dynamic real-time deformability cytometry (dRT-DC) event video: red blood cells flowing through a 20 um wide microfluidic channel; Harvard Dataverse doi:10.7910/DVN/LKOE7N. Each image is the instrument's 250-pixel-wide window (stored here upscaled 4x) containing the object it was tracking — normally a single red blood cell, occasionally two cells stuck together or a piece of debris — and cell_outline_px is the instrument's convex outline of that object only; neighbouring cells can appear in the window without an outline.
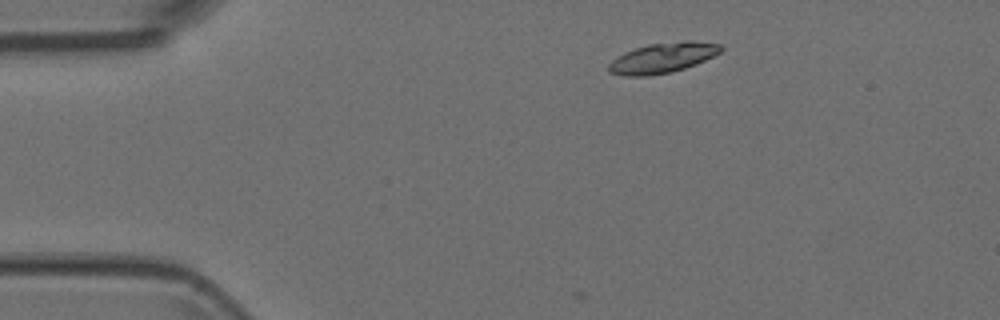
{"species": "Egyptian fruit bat (a non-hibernating species)", "species_latin": "Rousettus aegyptiacus", "temperature_condition": "room temperature", "stored_images_in_passage": 3, "camera_frame_rate_fps": 3000, "um_per_image_px": 0.085, "animal": {"sex": "female"}, "frame": {"image": 1, "passage_image": 2, "time_ms": 0.333, "image_size_px": [1000, 320], "cell_outline_px": [[724, 48], [720, 52], [704, 60], [684, 68], [668, 72], [644, 76], [624, 76], [608, 72], [608, 64], [616, 56], [624, 52], [648, 44], [684, 40], [692, 40], [720, 44]], "centroid_in_image_um": [56.29, 4.9], "position_along_channel_um": 28.7, "area_um2": 19.65}}